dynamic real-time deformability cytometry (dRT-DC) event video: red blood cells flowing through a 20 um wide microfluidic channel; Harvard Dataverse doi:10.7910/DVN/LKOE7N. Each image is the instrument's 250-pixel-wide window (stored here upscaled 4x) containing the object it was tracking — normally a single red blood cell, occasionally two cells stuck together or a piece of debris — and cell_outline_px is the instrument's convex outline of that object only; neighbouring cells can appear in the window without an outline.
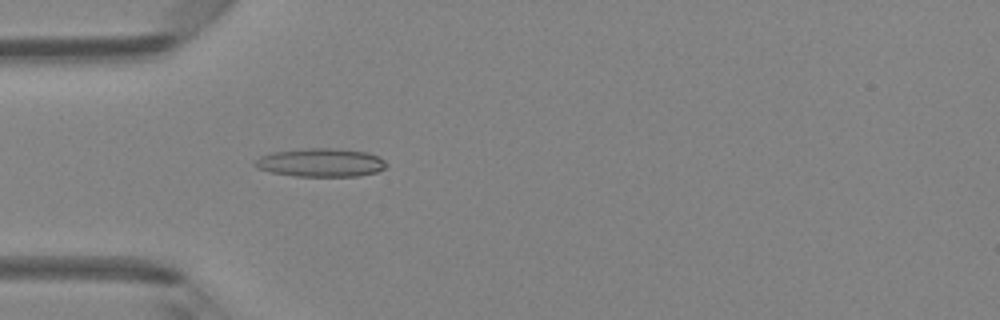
{"species": "Egyptian fruit bat (a non-hibernating species)", "species_latin": "Rousettus aegyptiacus", "temperature_condition": "room temperature", "stored_images_in_passage": 42, "camera_frame_rate_fps": 3000, "um_per_image_px": 0.085, "animal": {"sex": "female"}, "frame": {"image": 1, "passage_image": 9, "time_ms": 2.667, "image_size_px": [1000, 320], "cell_outline_px": [[388, 164], [384, 168], [376, 172], [356, 176], [296, 176], [272, 172], [256, 168], [252, 164], [260, 156], [272, 152], [304, 148], [332, 148], [368, 152], [380, 156]], "centroid_in_image_um": [27.26, 13.81], "position_along_channel_um": 57.7, "area_um2": 21.85}}
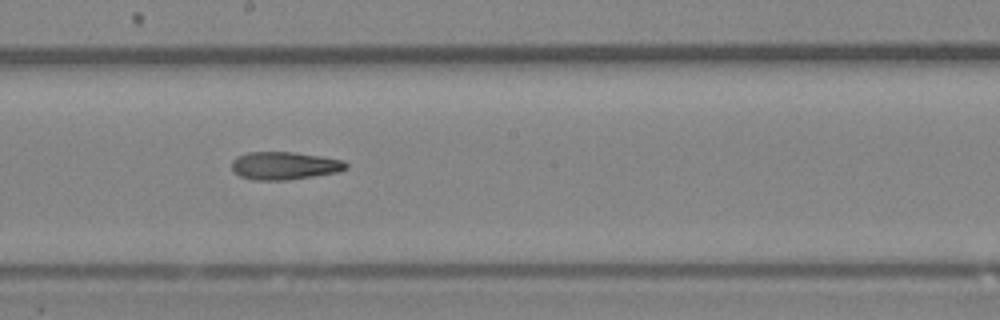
{"frame": {"image": 2, "passage_image": 21, "time_ms": 6.667, "image_size_px": [1000, 320], "cell_outline_px": [[348, 168], [340, 172], [288, 180], [252, 180], [240, 176], [232, 168], [232, 160], [236, 156], [248, 152], [292, 152], [320, 156], [344, 160], [348, 164]], "centroid_in_image_um": [24.2, 14.08], "position_along_channel_um": 224.0, "area_um2": 18.67}}
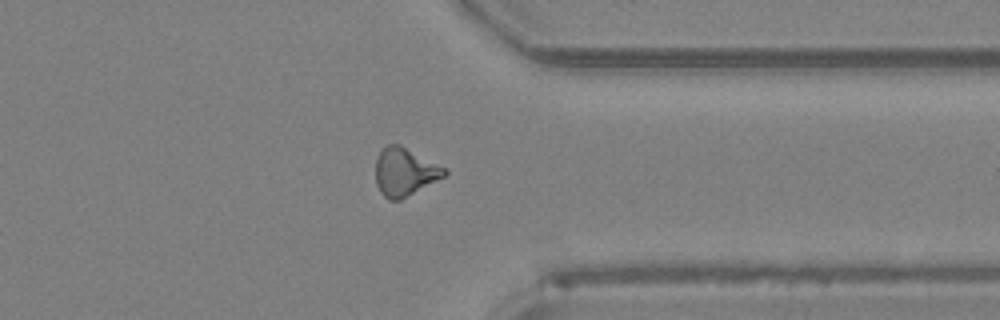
{"frame": {"image": 3, "passage_image": 32, "time_ms": 10.333, "image_size_px": [1000, 320], "cell_outline_px": [[448, 172], [444, 176], [400, 200], [388, 200], [380, 192], [376, 184], [376, 156], [388, 144], [400, 144], [444, 168]], "centroid_in_image_um": [34.35, 14.62], "position_along_channel_um": 377.0, "area_um2": 18.9}, "authors_computed_cell_mechanics": {"area_um2": 18.8428, "velocity_mm_per_s": 4.2686, "shape_relaxation_time_tau1_ms": null, "shape_relaxation_time_tau2_ms": 8.8611, "deformation_change_tau1": null, "deformation_change_tau2": 0.2351}}